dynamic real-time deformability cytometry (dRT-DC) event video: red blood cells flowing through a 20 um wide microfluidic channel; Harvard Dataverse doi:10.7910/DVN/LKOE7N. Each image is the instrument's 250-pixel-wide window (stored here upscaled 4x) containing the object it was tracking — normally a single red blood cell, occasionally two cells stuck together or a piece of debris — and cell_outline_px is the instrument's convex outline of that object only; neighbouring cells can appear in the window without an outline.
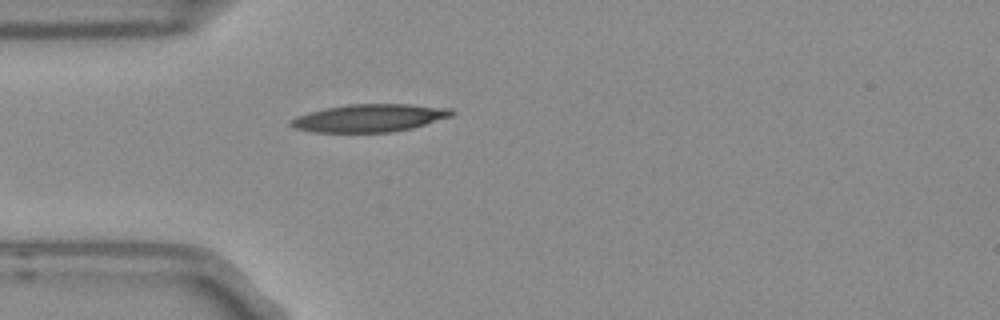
{"species": "Egyptian fruit bat (a non-hibernating species)", "species_latin": "Rousettus aegyptiacus", "temperature_condition": "room temperature", "stored_images_in_passage": 4, "camera_frame_rate_fps": 3000, "um_per_image_px": 0.085, "frame": {"image": 1, "passage_image": 4, "time_ms": 1.0, "image_size_px": [1000, 320], "cell_outline_px": [[456, 112], [452, 116], [412, 128], [392, 132], [312, 132], [296, 128], [288, 124], [296, 116], [308, 112], [324, 108], [348, 104], [408, 104], [452, 108]], "centroid_in_image_um": [31.42, 10.02], "position_along_channel_um": 53.6, "area_um2": 26.07}}